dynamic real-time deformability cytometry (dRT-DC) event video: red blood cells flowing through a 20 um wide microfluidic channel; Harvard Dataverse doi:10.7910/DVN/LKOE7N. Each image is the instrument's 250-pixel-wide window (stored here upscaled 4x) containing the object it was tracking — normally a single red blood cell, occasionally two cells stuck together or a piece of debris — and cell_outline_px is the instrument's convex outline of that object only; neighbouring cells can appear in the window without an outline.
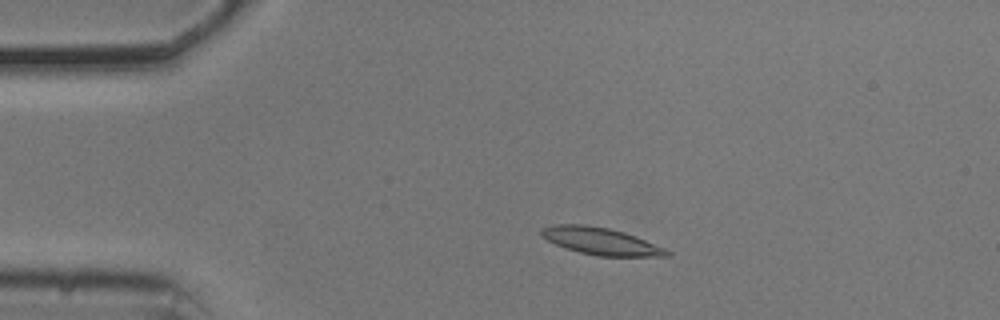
{"species": "common noctule bat (a hibernating species)", "species_latin": "Nyctalus noctula", "temperature_condition": "cold", "stored_images_in_passage": 54, "camera_frame_rate_fps": 3000, "um_per_image_px": 0.085, "animal": {"sex": "male", "body_mass_g": 20.5, "forearm_length_mm": 52.5}, "frame": {"image": 1, "passage_image": 10, "time_ms": 3.0, "image_size_px": [1000, 320], "cell_outline_px": [[672, 256], [600, 256], [580, 252], [556, 244], [548, 240], [540, 232], [540, 228], [556, 224], [584, 224], [608, 228], [624, 232], [636, 236], [664, 248], [672, 252]], "centroid_in_image_um": [51.1, 20.49], "position_along_channel_um": 33.9, "area_um2": 19.59}}
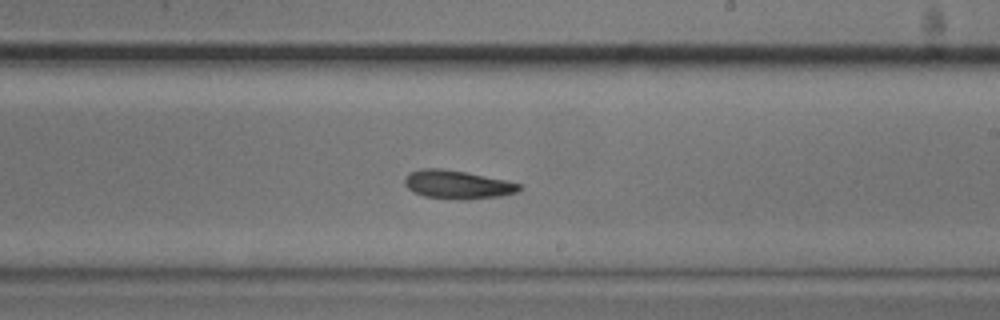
{"frame": {"image": 2, "passage_image": 31, "time_ms": 10.0, "image_size_px": [1000, 320], "cell_outline_px": [[524, 188], [516, 192], [500, 196], [468, 200], [460, 200], [424, 196], [412, 192], [404, 184], [404, 180], [408, 172], [420, 168], [440, 168], [464, 172], [504, 180], [520, 184]], "centroid_in_image_um": [38.84, 15.69], "position_along_channel_um": 250.2, "area_um2": 19.07}}
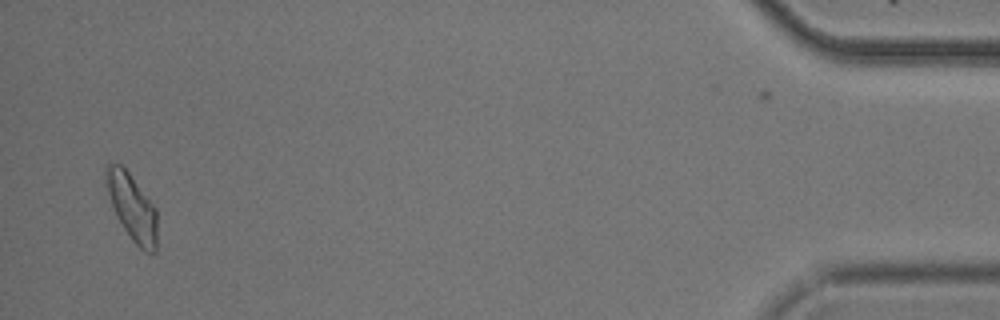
{"frame": {"image": 3, "passage_image": 52, "time_ms": 17.0, "image_size_px": [1000, 320], "cell_outline_px": [[156, 252], [144, 252], [132, 240], [116, 216], [108, 192], [104, 172], [104, 168], [108, 164], [120, 164], [128, 172], [156, 208]], "centroid_in_image_um": [11.22, 17.62], "position_along_channel_um": 424.0, "area_um2": 19.42}, "authors_computed_cell_mechanics": {"area_um2": 18.9295, "velocity_mm_per_s": 3.6791, "shape_relaxation_time_tau1_ms": 4.7364, "shape_relaxation_time_tau2_ms": null, "deformation_change_tau1": 0.1263, "deformation_change_tau2": null}}